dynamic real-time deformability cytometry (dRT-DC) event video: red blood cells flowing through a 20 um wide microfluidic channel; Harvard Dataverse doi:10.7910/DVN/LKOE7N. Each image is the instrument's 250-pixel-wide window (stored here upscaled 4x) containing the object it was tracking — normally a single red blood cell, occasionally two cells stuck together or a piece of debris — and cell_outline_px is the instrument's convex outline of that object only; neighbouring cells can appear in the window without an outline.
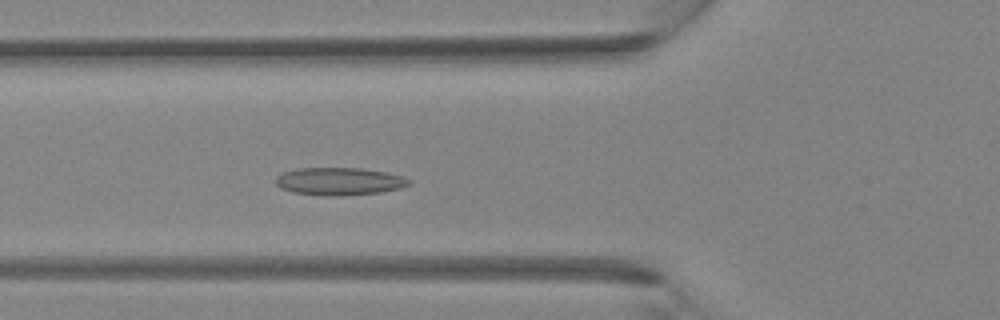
{"species": "Egyptian fruit bat (a non-hibernating species)", "species_latin": "Rousettus aegyptiacus", "temperature_condition": "room temperature", "stored_images_in_passage": 40, "camera_frame_rate_fps": 3000, "um_per_image_px": 0.085, "animal": {"sex": "female"}, "frame": {"image": 1, "passage_image": 14, "time_ms": 4.333, "image_size_px": [1000, 320], "cell_outline_px": [[412, 184], [400, 188], [380, 192], [344, 196], [324, 196], [292, 192], [280, 188], [276, 184], [276, 176], [280, 172], [296, 168], [364, 168], [404, 176], [412, 180]], "centroid_in_image_um": [28.83, 15.41], "position_along_channel_um": 97.0, "area_um2": 21.85}}
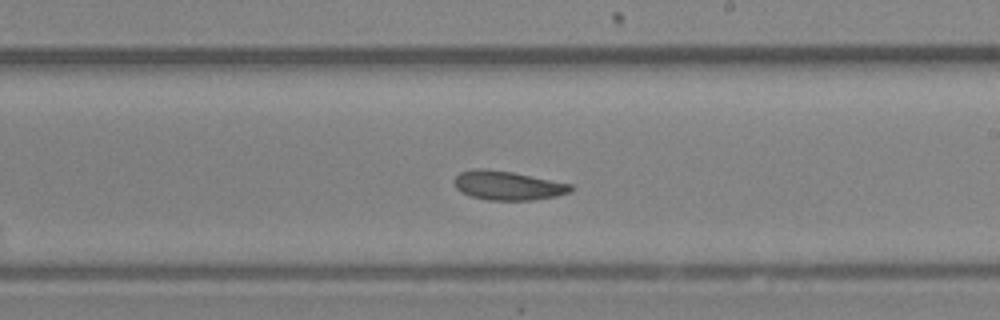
{"frame": {"image": 2, "passage_image": 23, "time_ms": 7.333, "image_size_px": [1000, 320], "cell_outline_px": [[576, 188], [572, 192], [556, 196], [532, 200], [488, 200], [468, 196], [460, 192], [456, 188], [456, 176], [460, 172], [476, 168], [484, 168], [512, 172], [572, 184]], "centroid_in_image_um": [43.19, 15.77], "position_along_channel_um": 245.8, "area_um2": 19.83}}
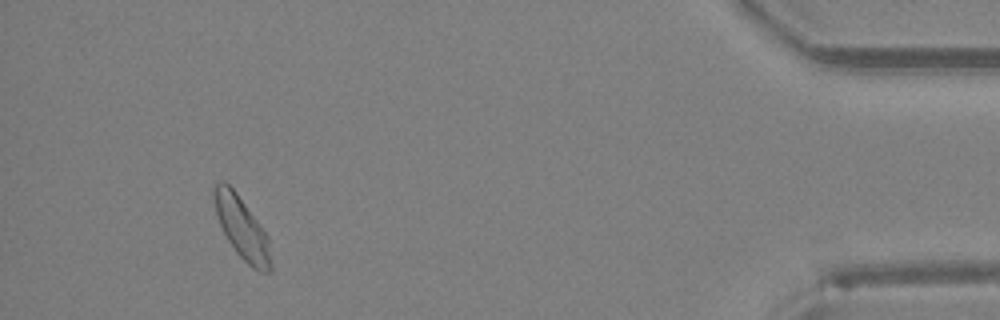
{"frame": {"image": 3, "passage_image": 37, "time_ms": 12.0, "image_size_px": [1000, 320], "cell_outline_px": [[272, 272], [260, 272], [252, 268], [236, 252], [228, 240], [220, 224], [216, 212], [212, 196], [212, 188], [220, 180], [224, 180], [236, 192], [260, 224], [268, 236], [272, 264]], "centroid_in_image_um": [20.57, 19.38], "position_along_channel_um": 414.6, "area_um2": 20.52}}